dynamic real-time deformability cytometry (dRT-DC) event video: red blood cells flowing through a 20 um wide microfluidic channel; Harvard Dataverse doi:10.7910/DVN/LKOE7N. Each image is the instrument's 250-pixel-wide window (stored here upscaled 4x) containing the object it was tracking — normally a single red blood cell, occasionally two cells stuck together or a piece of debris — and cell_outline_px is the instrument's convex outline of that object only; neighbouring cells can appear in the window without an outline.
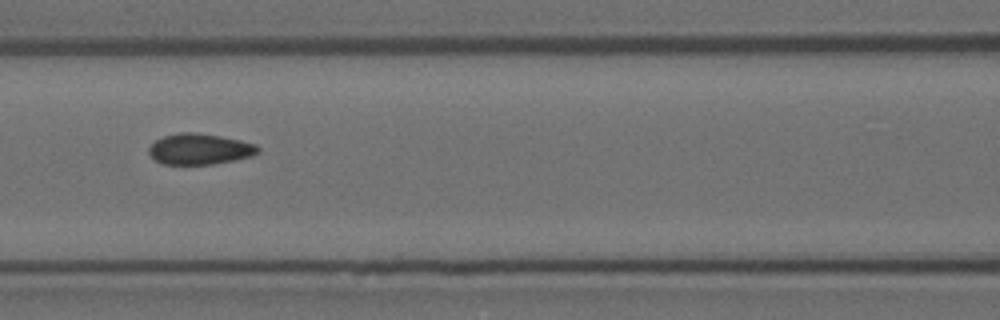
{"species": "Egyptian fruit bat (a non-hibernating species)", "species_latin": "Rousettus aegyptiacus", "temperature_condition": "room temperature", "stored_images_in_passage": 10, "camera_frame_rate_fps": 3000, "um_per_image_px": 0.085, "animal": {"sex": "female"}, "frame": {"image": 1, "passage_image": 4, "time_ms": 1.0, "image_size_px": [1000, 320], "cell_outline_px": [[260, 152], [252, 156], [212, 164], [164, 164], [156, 160], [148, 152], [148, 148], [156, 140], [164, 136], [180, 132], [192, 132], [220, 136], [240, 140], [256, 144], [260, 148]], "centroid_in_image_um": [16.99, 12.66], "position_along_channel_um": 149.6, "area_um2": 19.48}}
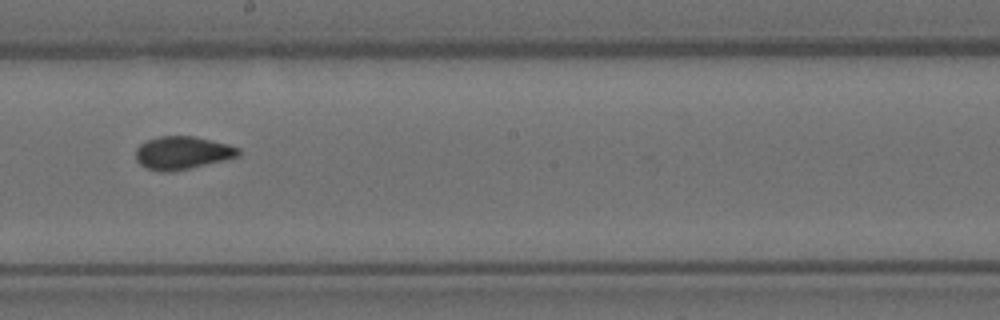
{"frame": {"image": 2, "passage_image": 6, "time_ms": 1.667, "image_size_px": [1000, 320], "cell_outline_px": [[240, 156], [224, 160], [172, 172], [160, 172], [144, 168], [136, 160], [136, 148], [140, 144], [148, 140], [160, 136], [192, 136], [228, 144], [240, 148]], "centroid_in_image_um": [15.48, 13.0], "position_along_channel_um": 232.7, "area_um2": 19.77}}
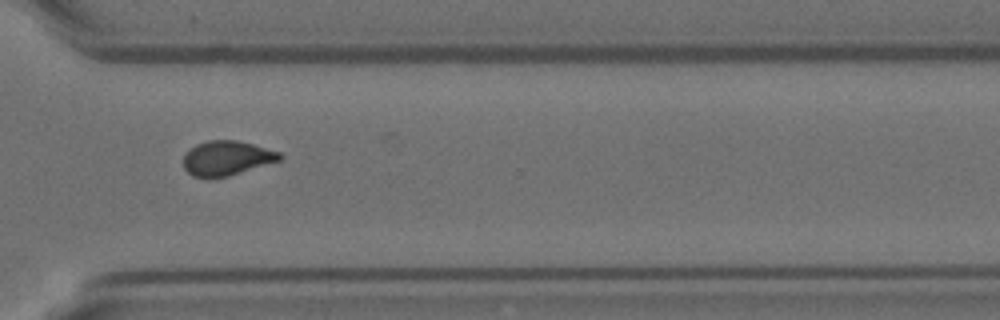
{"frame": {"image": 3, "passage_image": 9, "time_ms": 2.667, "image_size_px": [1000, 320], "cell_outline_px": [[284, 156], [280, 160], [228, 176], [208, 180], [192, 176], [184, 168], [184, 156], [188, 148], [196, 144], [208, 140], [236, 140], [252, 144], [280, 152]], "centroid_in_image_um": [19.23, 13.46], "position_along_channel_um": 351.4, "area_um2": 19.65}}